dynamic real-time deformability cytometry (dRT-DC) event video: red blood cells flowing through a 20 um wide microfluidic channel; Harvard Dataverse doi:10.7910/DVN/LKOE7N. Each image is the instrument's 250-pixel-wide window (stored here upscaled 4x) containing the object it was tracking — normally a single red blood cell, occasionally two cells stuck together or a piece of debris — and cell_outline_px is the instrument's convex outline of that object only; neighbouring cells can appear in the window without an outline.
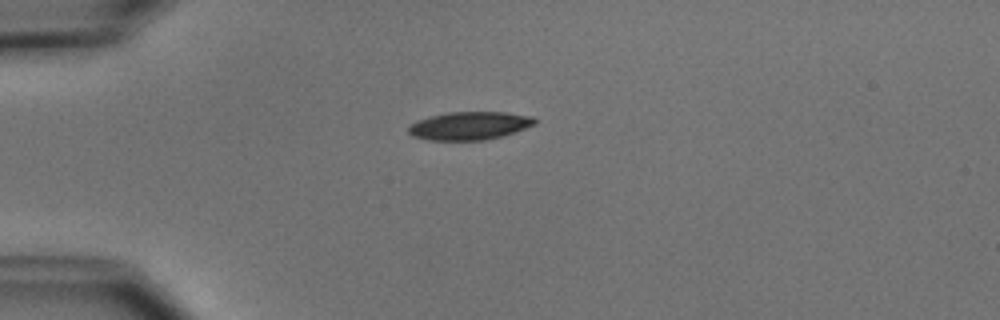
{"species": "common noctule bat (a hibernating species)", "species_latin": "Nyctalus noctula", "temperature_condition": "cold", "stored_images_in_passage": 3, "camera_frame_rate_fps": 3000, "um_per_image_px": 0.085, "animal": {"sex": "male", "body_mass_g": 15.6}, "frame": {"image": 1, "passage_image": 1, "time_ms": 0.0, "image_size_px": [1000, 320], "cell_outline_px": [[536, 124], [500, 136], [484, 140], [428, 140], [412, 136], [408, 132], [408, 124], [416, 120], [428, 116], [448, 112], [504, 112], [532, 116], [536, 120]], "centroid_in_image_um": [39.83, 10.68], "position_along_channel_um": 45.2, "area_um2": 20.69}}